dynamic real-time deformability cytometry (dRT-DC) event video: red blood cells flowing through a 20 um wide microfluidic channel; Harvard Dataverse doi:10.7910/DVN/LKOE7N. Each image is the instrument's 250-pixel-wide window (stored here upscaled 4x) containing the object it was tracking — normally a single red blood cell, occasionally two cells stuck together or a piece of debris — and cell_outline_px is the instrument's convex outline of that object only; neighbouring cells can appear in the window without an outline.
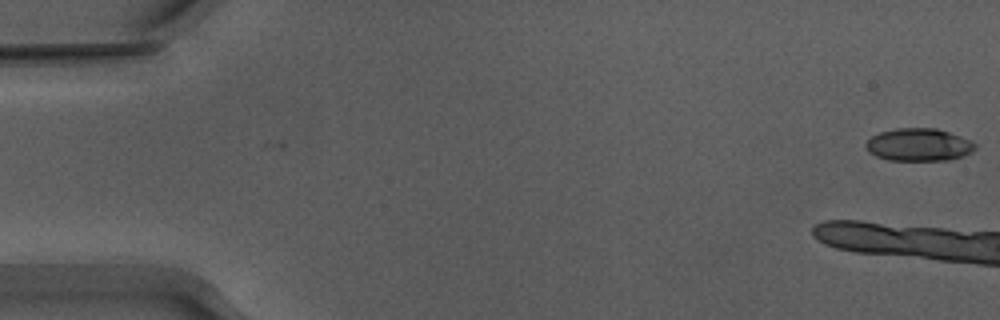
{"species": "Egyptian fruit bat (a non-hibernating species)", "species_latin": "Rousettus aegyptiacus", "temperature_condition": "warm", "stored_images_in_passage": 12, "camera_frame_rate_fps": 3000, "um_per_image_px": 0.085, "animal": {"sex": "male"}, "frame": {"image": 1, "passage_image": 1, "time_ms": 0.0, "image_size_px": [1000, 320], "cell_outline_px": [[976, 148], [972, 152], [948, 160], [888, 160], [876, 156], [868, 152], [864, 144], [872, 136], [880, 132], [896, 128], [936, 128], [972, 140], [976, 144]], "centroid_in_image_um": [78.09, 12.3], "position_along_channel_um": 6.9, "area_um2": 20.81}}